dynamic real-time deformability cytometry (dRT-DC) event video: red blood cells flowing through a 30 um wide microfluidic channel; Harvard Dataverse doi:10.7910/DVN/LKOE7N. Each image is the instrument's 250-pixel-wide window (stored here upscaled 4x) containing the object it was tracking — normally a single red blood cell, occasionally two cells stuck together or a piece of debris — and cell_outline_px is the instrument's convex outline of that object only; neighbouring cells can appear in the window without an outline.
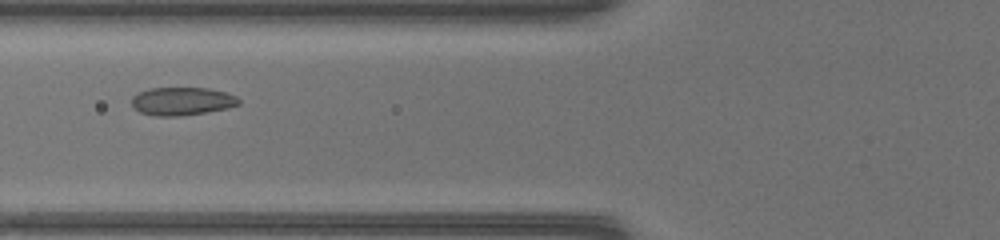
{"species": "common noctule bat (a hibernating species)", "species_latin": "Nyctalus noctula", "temperature_condition": "warm", "stored_images_in_passage": 40, "camera_frame_rate_fps": 3000, "um_per_image_px": 0.085, "animal": {"sex": "female", "body_mass_g": 17.0, "forearm_length_mm": 48.0}, "frame": {"image": 1, "passage_image": 11, "time_ms": 3.333, "image_size_px": [1000, 240], "cell_outline_px": [[240, 104], [228, 108], [180, 116], [156, 116], [140, 112], [132, 104], [132, 96], [148, 88], [208, 88], [228, 92], [236, 96], [240, 100]], "centroid_in_image_um": [15.5, 8.59], "position_along_channel_um": 110.3, "area_um2": 17.51}}
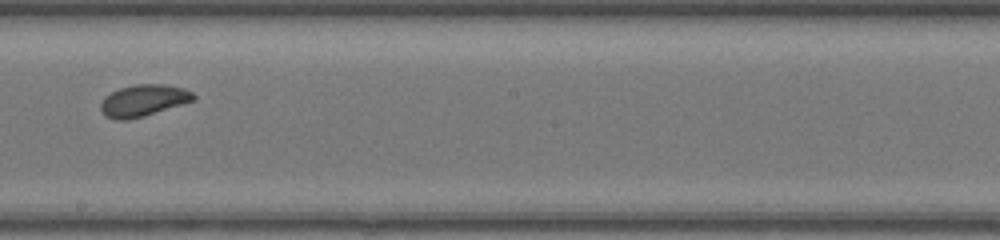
{"frame": {"image": 2, "passage_image": 20, "time_ms": 6.333, "image_size_px": [1000, 240], "cell_outline_px": [[196, 100], [144, 116], [128, 120], [116, 120], [104, 116], [100, 108], [100, 104], [104, 96], [120, 88], [136, 84], [164, 84], [184, 88], [192, 92], [196, 96]], "centroid_in_image_um": [12.19, 8.55], "position_along_channel_um": 236.0, "area_um2": 17.28}}
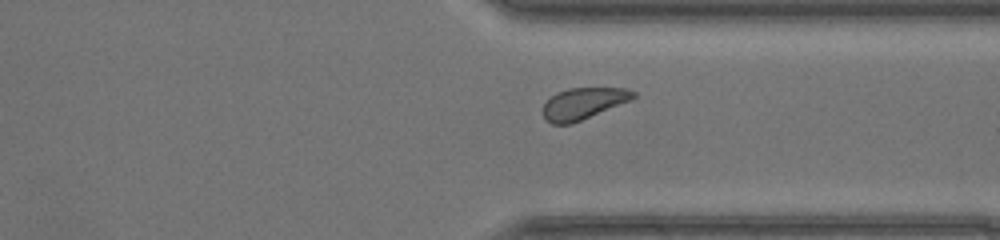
{"frame": {"image": 3, "passage_image": 29, "time_ms": 9.333, "image_size_px": [1000, 240], "cell_outline_px": [[636, 96], [632, 100], [572, 124], [552, 124], [544, 120], [540, 112], [544, 104], [556, 92], [568, 88], [624, 88], [636, 92]], "centroid_in_image_um": [49.55, 8.81], "position_along_channel_um": 361.9, "area_um2": 16.88}, "authors_computed_cell_mechanics": {"area_um2": 17.629, "velocity_mm_per_s": 4.1951, "shape_relaxation_time_tau1_ms": 2.2303, "shape_relaxation_time_tau2_ms": null, "deformation_change_tau1": 0.0955, "deformation_change_tau2": null}}